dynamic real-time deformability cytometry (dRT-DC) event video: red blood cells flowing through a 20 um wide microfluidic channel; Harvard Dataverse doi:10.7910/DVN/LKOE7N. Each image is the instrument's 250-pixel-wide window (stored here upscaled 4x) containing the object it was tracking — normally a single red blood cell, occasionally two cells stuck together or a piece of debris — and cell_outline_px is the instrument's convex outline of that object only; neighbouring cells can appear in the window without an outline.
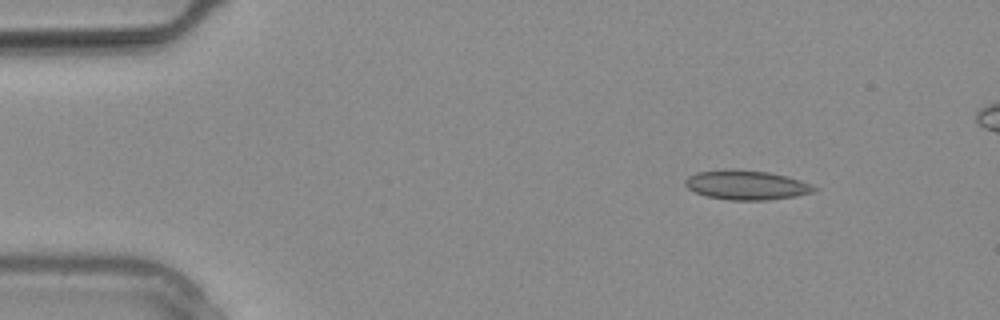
{"species": "common noctule bat (a hibernating species)", "species_latin": "Nyctalus noctula", "temperature_condition": "warm", "stored_images_in_passage": 3, "camera_frame_rate_fps": 3000, "um_per_image_px": 0.085, "animal": {"sex": "male", "body_mass_g": 20.4}, "frame": {"image": 1, "passage_image": 1, "time_ms": 0.0, "image_size_px": [1000, 320], "cell_outline_px": [[820, 188], [812, 192], [796, 196], [768, 200], [728, 200], [708, 196], [696, 192], [688, 188], [684, 184], [684, 180], [688, 176], [696, 172], [768, 172], [788, 176], [812, 184]], "centroid_in_image_um": [63.52, 15.77], "position_along_channel_um": 21.5, "area_um2": 21.27}}